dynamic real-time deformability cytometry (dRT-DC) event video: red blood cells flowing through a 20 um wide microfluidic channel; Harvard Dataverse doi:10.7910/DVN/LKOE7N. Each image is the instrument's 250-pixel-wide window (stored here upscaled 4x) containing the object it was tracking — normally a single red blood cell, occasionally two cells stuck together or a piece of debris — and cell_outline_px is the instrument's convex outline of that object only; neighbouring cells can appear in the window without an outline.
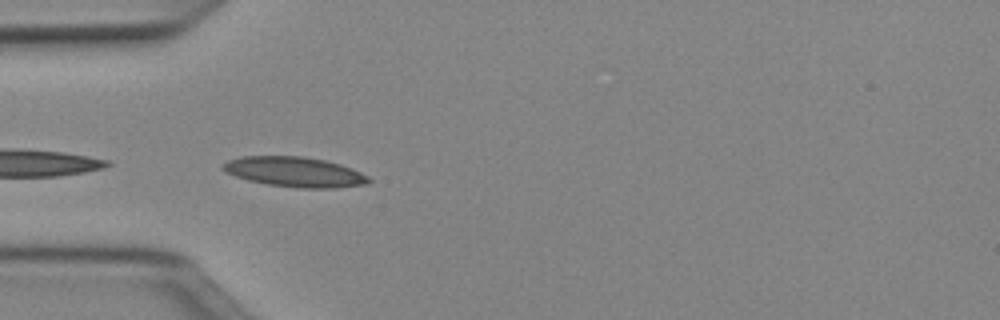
{"species": "Egyptian fruit bat (a non-hibernating species)", "species_latin": "Rousettus aegyptiacus", "temperature_condition": "cold", "stored_images_in_passage": 7, "camera_frame_rate_fps": 3000, "um_per_image_px": 0.085, "animal": {"sex": "female"}, "frame": {"image": 1, "passage_image": 1, "time_ms": 0.0, "image_size_px": [1000, 320], "cell_outline_px": [[372, 180], [368, 184], [336, 188], [300, 188], [268, 184], [248, 180], [224, 172], [220, 168], [220, 164], [228, 160], [240, 156], [304, 156], [324, 160], [340, 164], [352, 168], [368, 176]], "centroid_in_image_um": [25.03, 14.61], "position_along_channel_um": 60.0, "area_um2": 25.72}}